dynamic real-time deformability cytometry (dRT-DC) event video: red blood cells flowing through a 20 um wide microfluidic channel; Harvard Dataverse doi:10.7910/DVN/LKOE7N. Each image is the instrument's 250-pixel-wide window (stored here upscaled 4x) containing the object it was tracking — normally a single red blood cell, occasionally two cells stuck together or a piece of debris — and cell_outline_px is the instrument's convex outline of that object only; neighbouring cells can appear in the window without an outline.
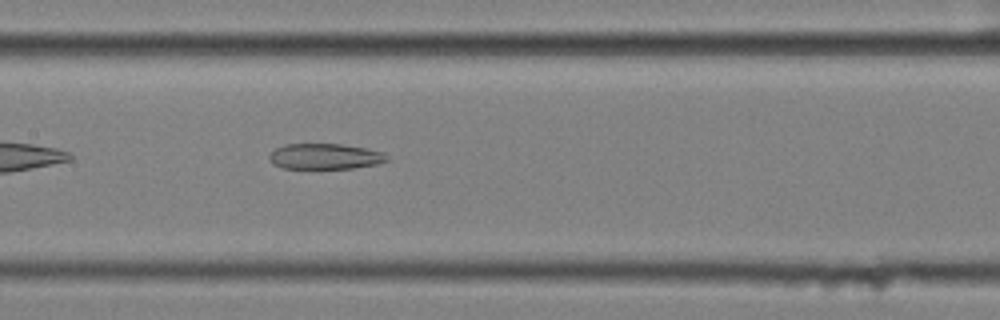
{"species": "common noctule bat (a hibernating species)", "species_latin": "Nyctalus noctula", "temperature_condition": "cold", "stored_images_in_passage": 41, "camera_frame_rate_fps": 3000, "um_per_image_px": 0.085, "animal": {"sex": "female", "body_mass_g": 25.1}, "frame": {"image": 1, "passage_image": 12, "time_ms": 3.667, "image_size_px": [1000, 320], "cell_outline_px": [[388, 160], [376, 164], [352, 168], [284, 168], [272, 164], [268, 156], [276, 148], [284, 144], [340, 144], [364, 148], [384, 152], [388, 156]], "centroid_in_image_um": [27.61, 13.29], "position_along_channel_um": 179.8, "area_um2": 17.46}}